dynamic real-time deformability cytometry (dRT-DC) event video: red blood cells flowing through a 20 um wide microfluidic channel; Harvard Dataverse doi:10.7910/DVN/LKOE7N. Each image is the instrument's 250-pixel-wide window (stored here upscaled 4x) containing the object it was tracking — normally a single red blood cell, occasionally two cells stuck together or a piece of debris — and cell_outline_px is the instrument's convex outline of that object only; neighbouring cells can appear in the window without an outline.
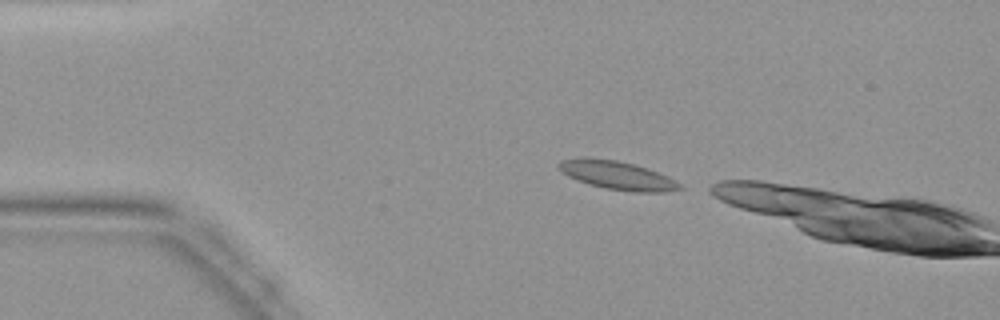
{"species": "common noctule bat (a hibernating species)", "species_latin": "Nyctalus noctula", "temperature_condition": "warm", "stored_images_in_passage": 4, "camera_frame_rate_fps": 3000, "um_per_image_px": 0.085, "animal": {"sex": "female", "body_mass_g": 19.9}, "frame": {"image": 1, "passage_image": 2, "time_ms": 0.333, "image_size_px": [1000, 320], "cell_outline_px": [[684, 188], [664, 192], [632, 192], [604, 188], [588, 184], [568, 176], [560, 172], [556, 164], [560, 160], [584, 156], [588, 156], [616, 160], [648, 168], [668, 176], [680, 184]], "centroid_in_image_um": [52.41, 14.88], "position_along_channel_um": 32.6, "area_um2": 20.4}}